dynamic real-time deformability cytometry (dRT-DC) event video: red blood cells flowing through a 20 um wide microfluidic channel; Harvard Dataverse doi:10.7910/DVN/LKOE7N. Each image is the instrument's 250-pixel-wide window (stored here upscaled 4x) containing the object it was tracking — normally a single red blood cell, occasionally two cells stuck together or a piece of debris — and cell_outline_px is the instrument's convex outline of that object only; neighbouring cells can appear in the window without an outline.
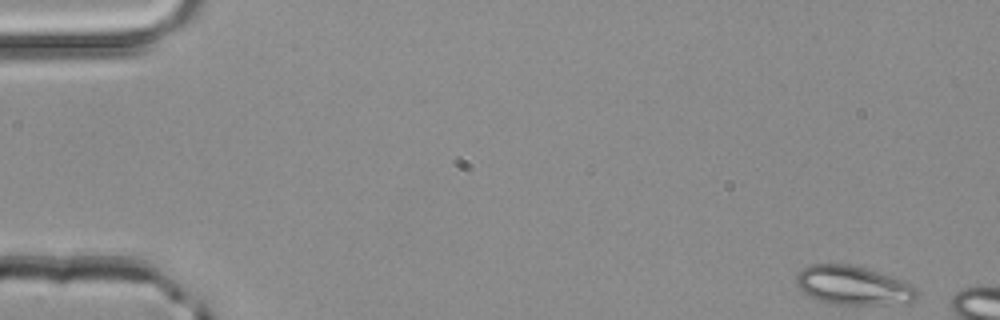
{"species": "common noctule bat (a hibernating species)", "species_latin": "Nyctalus noctula", "temperature_condition": "room temperature", "stored_images_in_passage": 3, "camera_frame_rate_fps": 3000, "um_per_image_px": 0.085, "animal": {"sex": "male", "body_mass_g": 20.4}, "frame": {"image": 1, "passage_image": 1, "time_ms": 0.0, "image_size_px": [1000, 320], "cell_outline_px": [[920, 292], [916, 300], [908, 304], [832, 304], [820, 300], [804, 292], [796, 284], [796, 276], [804, 268], [812, 264], [848, 264], [864, 268], [892, 276], [904, 280], [912, 284]], "centroid_in_image_um": [72.61, 24.27], "position_along_channel_um": 12.4, "area_um2": 27.4}}